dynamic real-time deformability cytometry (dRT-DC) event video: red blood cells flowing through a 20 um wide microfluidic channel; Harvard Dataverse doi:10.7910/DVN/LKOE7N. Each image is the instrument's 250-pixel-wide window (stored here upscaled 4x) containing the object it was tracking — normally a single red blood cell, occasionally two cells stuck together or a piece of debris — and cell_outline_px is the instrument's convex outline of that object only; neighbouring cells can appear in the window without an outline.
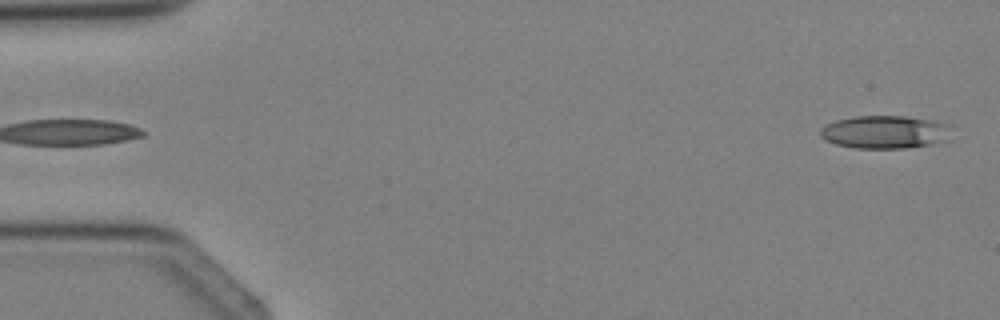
{"species": "Egyptian fruit bat (a non-hibernating species)", "species_latin": "Rousettus aegyptiacus", "temperature_condition": "cold", "stored_images_in_passage": 3, "camera_frame_rate_fps": 3000, "um_per_image_px": 0.085, "animal": {"sex": "female"}, "frame": {"image": 1, "passage_image": 3, "time_ms": 3.0, "image_size_px": [1000, 320], "cell_outline_px": [[952, 124], [944, 140], [932, 144], [904, 148], [856, 148], [836, 144], [824, 140], [820, 136], [820, 128], [836, 120], [852, 116], [904, 116], [932, 120]], "centroid_in_image_um": [75.18, 11.21], "position_along_channel_um": 9.8, "area_um2": 25.14}}